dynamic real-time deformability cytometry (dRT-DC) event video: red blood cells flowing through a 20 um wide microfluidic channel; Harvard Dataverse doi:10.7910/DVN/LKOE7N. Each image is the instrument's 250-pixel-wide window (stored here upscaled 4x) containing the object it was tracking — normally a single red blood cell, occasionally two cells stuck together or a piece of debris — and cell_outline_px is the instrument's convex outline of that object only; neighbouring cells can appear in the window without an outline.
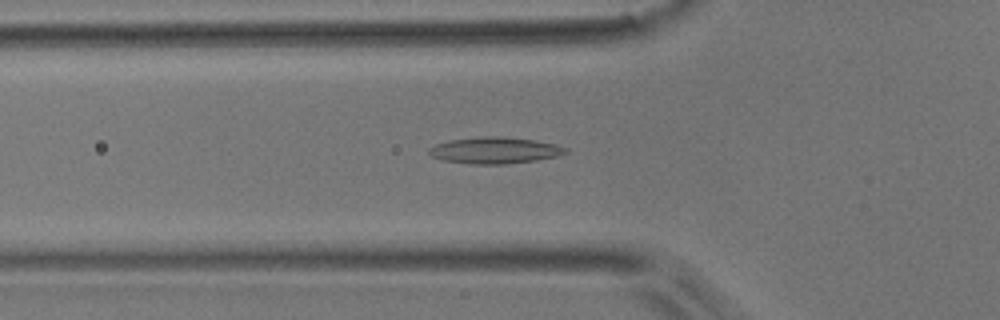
{"species": "common noctule bat (a hibernating species)", "species_latin": "Nyctalus noctula", "temperature_condition": "room temperature", "stored_images_in_passage": 50, "camera_frame_rate_fps": 3000, "um_per_image_px": 0.085, "animal": {"sex": "male", "body_mass_g": 17.9}, "frame": {"image": 1, "passage_image": 16, "time_ms": 5.0, "image_size_px": [1000, 320], "cell_outline_px": [[568, 152], [556, 156], [536, 160], [504, 164], [472, 164], [444, 160], [432, 156], [428, 152], [428, 148], [436, 144], [448, 140], [480, 136], [504, 136], [536, 140], [556, 144], [568, 148]], "centroid_in_image_um": [42.06, 12.76], "position_along_channel_um": 83.7, "area_um2": 21.15}}
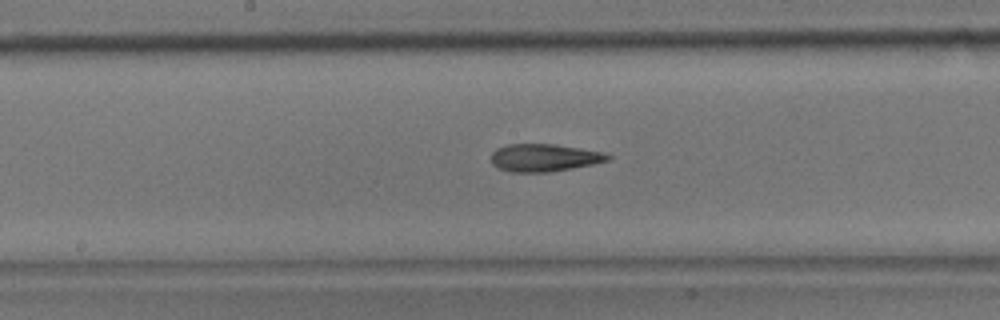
{"frame": {"image": 2, "passage_image": 25, "time_ms": 8.0, "image_size_px": [1000, 320], "cell_outline_px": [[612, 156], [608, 160], [592, 164], [572, 168], [548, 172], [508, 172], [492, 164], [492, 152], [496, 148], [508, 144], [552, 144], [580, 148], [604, 152]], "centroid_in_image_um": [46.24, 13.4], "position_along_channel_um": 202.0, "area_um2": 18.67}}
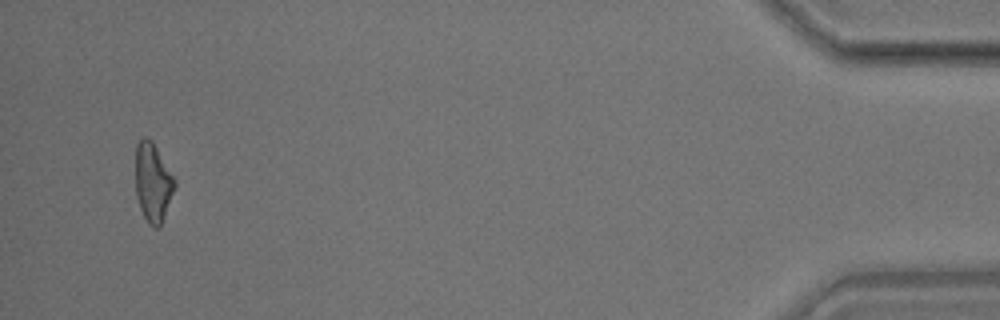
{"frame": {"image": 3, "passage_image": 48, "time_ms": 15.667, "image_size_px": [1000, 320], "cell_outline_px": [[176, 184], [160, 228], [152, 228], [148, 224], [140, 208], [136, 196], [136, 144], [144, 136], [148, 136], [152, 140], [176, 180]], "centroid_in_image_um": [12.99, 15.51], "position_along_channel_um": 422.2, "area_um2": 18.09}, "authors_computed_cell_mechanics": {"area_um2": 18.7561, "velocity_mm_per_s": 3.9073, "shape_relaxation_time_tau1_ms": null, "shape_relaxation_time_tau2_ms": 3.4391, "deformation_change_tau1": null, "deformation_change_tau2": 0.1414}}